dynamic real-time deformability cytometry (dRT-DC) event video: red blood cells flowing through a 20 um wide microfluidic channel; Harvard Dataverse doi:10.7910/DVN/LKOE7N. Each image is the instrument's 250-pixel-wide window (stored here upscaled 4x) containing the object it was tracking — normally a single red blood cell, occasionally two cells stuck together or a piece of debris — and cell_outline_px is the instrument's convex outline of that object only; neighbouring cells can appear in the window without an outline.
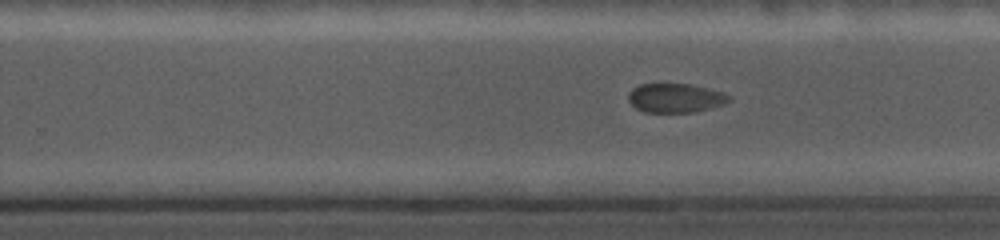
{"species": "common noctule bat (a hibernating species)", "species_latin": "Nyctalus noctula", "temperature_condition": "cold", "stored_images_in_passage": 50, "camera_frame_rate_fps": 5000, "um_per_image_px": 0.085, "animal": {"sex": "female", "body_mass_g": 19.0, "forearm_length_mm": 56.7}, "frame": {"image": 1, "passage_image": 33, "time_ms": 5.6, "image_size_px": [1000, 240], "cell_outline_px": [[732, 100], [724, 104], [692, 112], [644, 112], [636, 108], [628, 100], [628, 92], [632, 88], [640, 84], [692, 84], [724, 92], [732, 96]], "centroid_in_image_um": [57.42, 8.32], "position_along_channel_um": 272.4, "area_um2": 17.17}}
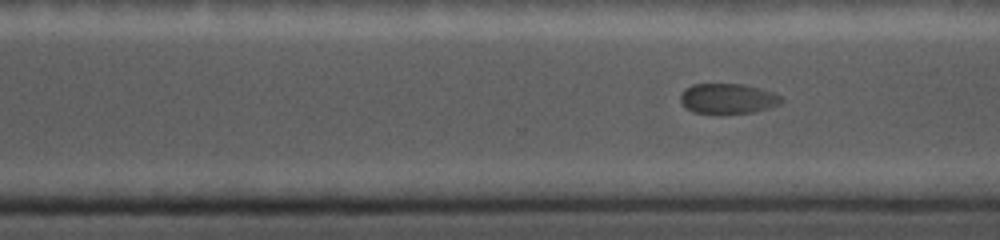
{"frame": {"image": 2, "passage_image": 40, "time_ms": 6.6, "image_size_px": [1000, 240], "cell_outline_px": [[784, 100], [780, 104], [768, 108], [752, 112], [720, 116], [692, 112], [680, 100], [680, 96], [684, 88], [692, 84], [744, 84], [776, 92]], "centroid_in_image_um": [61.87, 8.41], "position_along_channel_um": 308.7, "area_um2": 18.38}}